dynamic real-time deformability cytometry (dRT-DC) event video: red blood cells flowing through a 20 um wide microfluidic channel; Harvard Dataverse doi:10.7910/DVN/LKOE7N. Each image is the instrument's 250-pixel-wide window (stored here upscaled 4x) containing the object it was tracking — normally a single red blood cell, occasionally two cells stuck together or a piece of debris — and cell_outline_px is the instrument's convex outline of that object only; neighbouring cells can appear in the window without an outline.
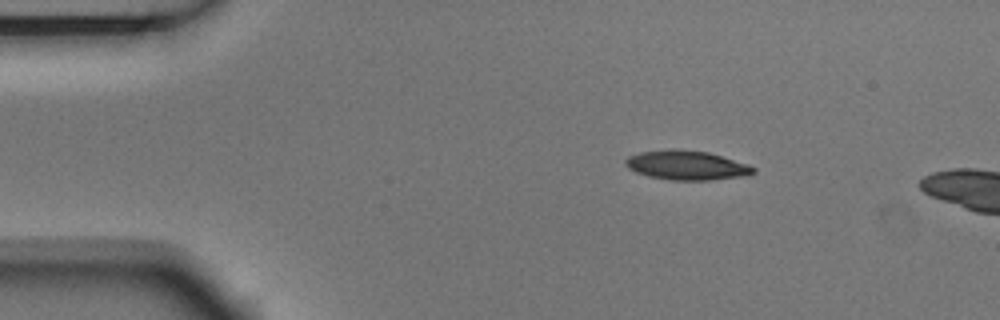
{"species": "Egyptian fruit bat (a non-hibernating species)", "species_latin": "Rousettus aegyptiacus", "temperature_condition": "room temperature", "stored_images_in_passage": 4, "camera_frame_rate_fps": 3000, "um_per_image_px": 0.085, "animal": {"sex": "male"}, "frame": {"image": 1, "passage_image": 2, "time_ms": 0.333, "image_size_px": [1000, 320], "cell_outline_px": [[756, 172], [748, 176], [712, 180], [672, 180], [648, 176], [636, 172], [628, 168], [624, 164], [624, 160], [628, 156], [640, 152], [672, 148], [680, 148], [708, 152], [748, 164], [756, 168]], "centroid_in_image_um": [58.37, 14.04], "position_along_channel_um": 26.6, "area_um2": 22.2}}